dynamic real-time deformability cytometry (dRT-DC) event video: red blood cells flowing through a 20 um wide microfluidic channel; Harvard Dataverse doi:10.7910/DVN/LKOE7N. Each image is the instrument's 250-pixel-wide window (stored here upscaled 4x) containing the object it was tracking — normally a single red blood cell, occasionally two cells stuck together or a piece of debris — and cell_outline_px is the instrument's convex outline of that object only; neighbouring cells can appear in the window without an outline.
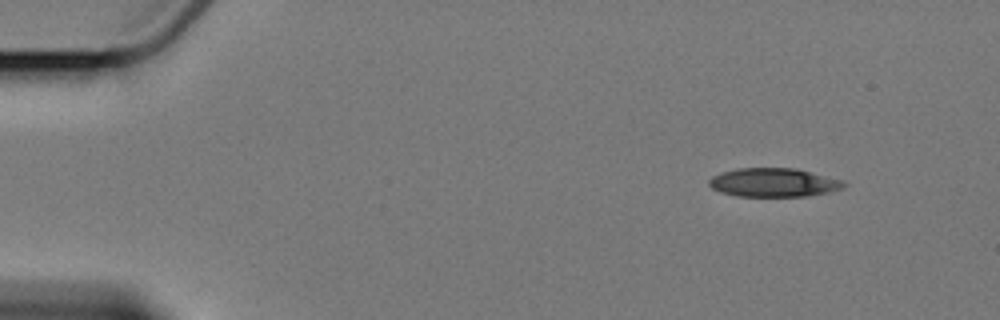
{"species": "Egyptian fruit bat (a non-hibernating species)", "species_latin": "Rousettus aegyptiacus", "temperature_condition": "cold", "stored_images_in_passage": 4, "camera_frame_rate_fps": 3000, "um_per_image_px": 0.085, "animal": {"sex": "female"}, "frame": {"image": 1, "passage_image": 1, "time_ms": 0.0, "image_size_px": [1000, 320], "cell_outline_px": [[848, 184], [844, 188], [832, 192], [808, 196], [736, 196], [720, 192], [712, 188], [708, 184], [708, 180], [712, 176], [720, 172], [736, 168], [796, 168], [844, 180]], "centroid_in_image_um": [65.79, 15.51], "position_along_channel_um": 19.2, "area_um2": 22.95}}
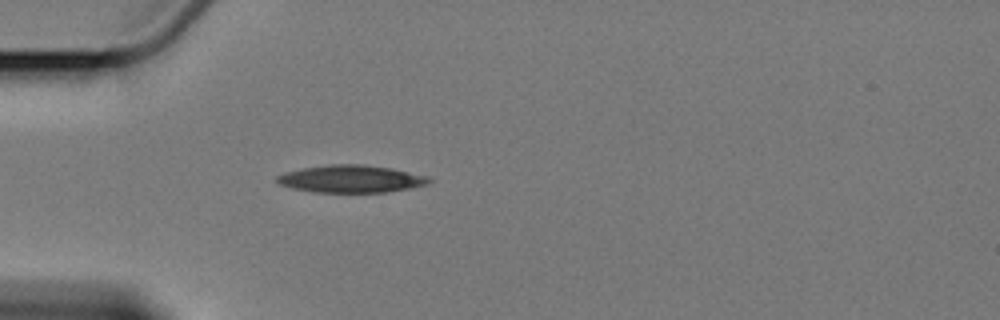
{"frame": {"image": 2, "passage_image": 4, "time_ms": 3.667, "image_size_px": [1000, 320], "cell_outline_px": [[432, 180], [424, 184], [408, 188], [388, 192], [316, 192], [296, 188], [280, 184], [276, 180], [276, 176], [284, 172], [300, 168], [328, 164], [364, 164], [392, 168], [428, 176]], "centroid_in_image_um": [29.82, 15.19], "position_along_channel_um": 55.2, "area_um2": 24.16}}